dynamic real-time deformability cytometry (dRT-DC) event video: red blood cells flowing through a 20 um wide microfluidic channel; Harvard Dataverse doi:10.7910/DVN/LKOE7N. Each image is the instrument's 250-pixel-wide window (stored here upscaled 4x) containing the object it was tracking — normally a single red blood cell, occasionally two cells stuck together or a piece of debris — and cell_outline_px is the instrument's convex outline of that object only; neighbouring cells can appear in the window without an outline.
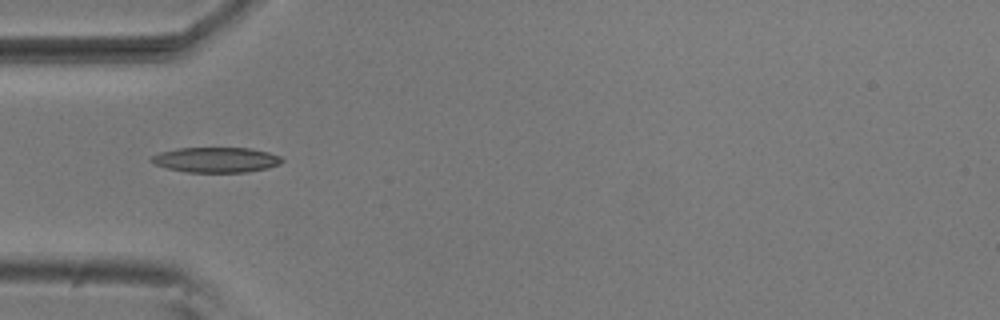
{"species": "common noctule bat (a hibernating species)", "species_latin": "Nyctalus noctula", "temperature_condition": "room temperature", "stored_images_in_passage": 34, "camera_frame_rate_fps": 3000, "um_per_image_px": 0.085, "animal": {"sex": "male", "body_mass_g": 20.5, "forearm_length_mm": 52.5}, "frame": {"image": 1, "passage_image": 1, "time_ms": 0.0, "image_size_px": [1000, 320], "cell_outline_px": [[284, 160], [280, 164], [268, 168], [244, 172], [188, 172], [168, 168], [156, 164], [148, 160], [152, 156], [160, 152], [176, 148], [252, 148], [268, 152], [280, 156]], "centroid_in_image_um": [18.38, 13.58], "position_along_channel_um": 66.6, "area_um2": 19.13}}
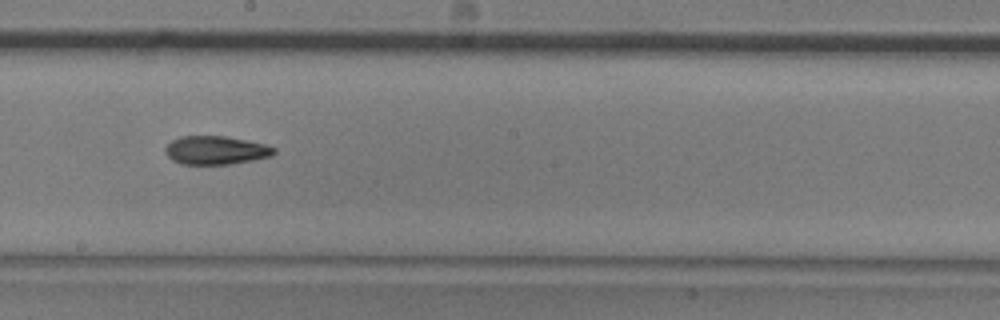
{"frame": {"image": 2, "passage_image": 14, "time_ms": 4.333, "image_size_px": [1000, 320], "cell_outline_px": [[276, 152], [272, 156], [252, 160], [228, 164], [180, 164], [172, 160], [164, 152], [164, 148], [172, 140], [180, 136], [224, 136], [264, 144], [276, 148]], "centroid_in_image_um": [18.32, 12.77], "position_along_channel_um": 229.9, "area_um2": 17.98}}
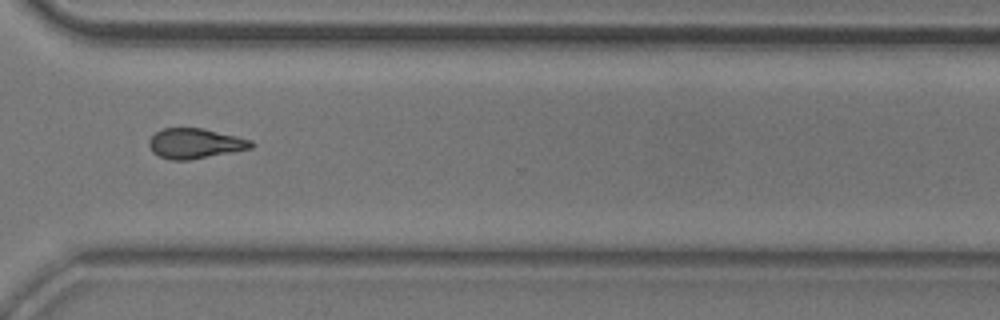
{"frame": {"image": 3, "passage_image": 24, "time_ms": 7.667, "image_size_px": [1000, 320], "cell_outline_px": [[256, 144], [252, 148], [188, 160], [172, 160], [160, 156], [152, 152], [148, 144], [148, 140], [156, 132], [164, 128], [204, 128], [252, 140]], "centroid_in_image_um": [16.58, 12.18], "position_along_channel_um": 354.0, "area_um2": 17.86}, "authors_computed_cell_mechanics": {"area_um2": 18.3226, "velocity_mm_per_s": 3.7445, "shape_relaxation_time_tau1_ms": 7.192, "shape_relaxation_time_tau2_ms": 3.6474, "deformation_change_tau1": 0.1744, "deformation_change_tau2": 0.1138}}